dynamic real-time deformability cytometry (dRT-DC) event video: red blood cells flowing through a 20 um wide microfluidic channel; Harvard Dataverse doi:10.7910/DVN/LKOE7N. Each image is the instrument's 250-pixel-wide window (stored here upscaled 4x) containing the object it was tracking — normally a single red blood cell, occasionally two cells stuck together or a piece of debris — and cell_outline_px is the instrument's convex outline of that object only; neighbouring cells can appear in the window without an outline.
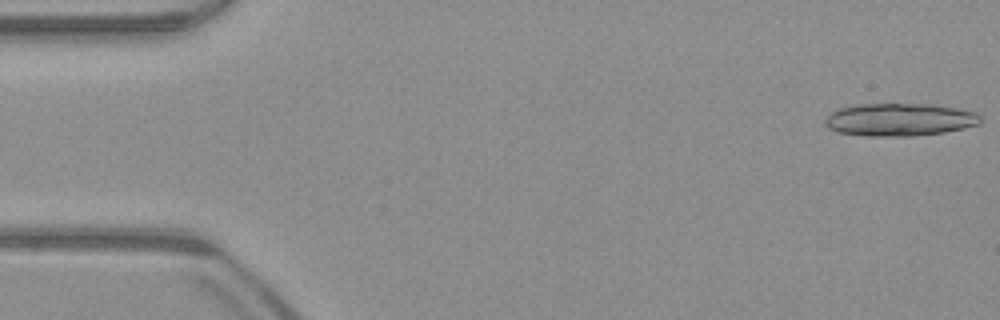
{"species": "common noctule bat (a hibernating species)", "species_latin": "Nyctalus noctula", "temperature_condition": "warm", "stored_images_in_passage": 17, "camera_frame_rate_fps": 3000, "um_per_image_px": 0.085, "animal": {"sex": "male", "body_mass_g": 23.1, "forearm_length_mm": 52.7}, "frame": {"image": 1, "passage_image": 1, "time_ms": 0.0, "image_size_px": [1000, 320], "cell_outline_px": [[984, 120], [980, 124], [964, 128], [944, 132], [912, 136], [864, 136], [836, 132], [828, 128], [824, 124], [824, 120], [832, 112], [840, 108], [856, 104], [928, 104], [960, 108], [976, 112]], "centroid_in_image_um": [76.48, 10.17], "position_along_channel_um": 8.5, "area_um2": 29.94}}